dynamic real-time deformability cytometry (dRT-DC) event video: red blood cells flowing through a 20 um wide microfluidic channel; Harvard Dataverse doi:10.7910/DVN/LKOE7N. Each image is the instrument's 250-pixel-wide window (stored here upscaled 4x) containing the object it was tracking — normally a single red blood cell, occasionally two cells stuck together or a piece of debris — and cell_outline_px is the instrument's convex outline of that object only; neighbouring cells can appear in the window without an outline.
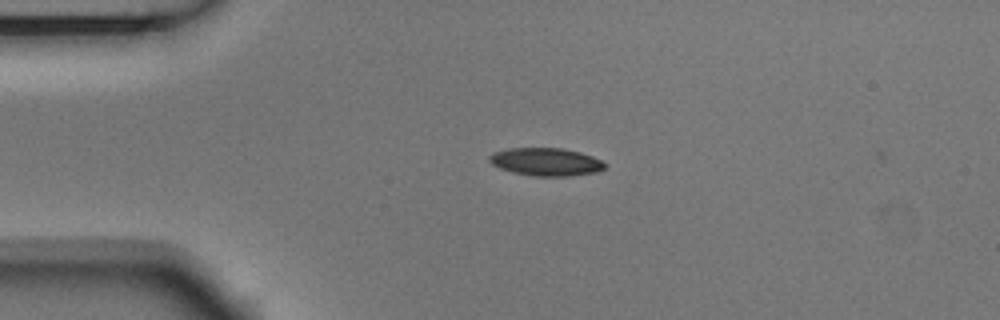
{"species": "Egyptian fruit bat (a non-hibernating species)", "species_latin": "Rousettus aegyptiacus", "temperature_condition": "room temperature", "stored_images_in_passage": 43, "camera_frame_rate_fps": 3000, "um_per_image_px": 0.085, "animal": {"sex": "male"}, "frame": {"image": 1, "passage_image": 1, "time_ms": 0.0, "image_size_px": [1000, 320], "cell_outline_px": [[608, 164], [604, 168], [596, 172], [572, 176], [532, 176], [512, 172], [500, 168], [492, 164], [488, 160], [488, 156], [496, 152], [512, 148], [560, 148], [580, 152], [592, 156]], "centroid_in_image_um": [46.42, 13.76], "position_along_channel_um": 38.6, "area_um2": 18.73}}
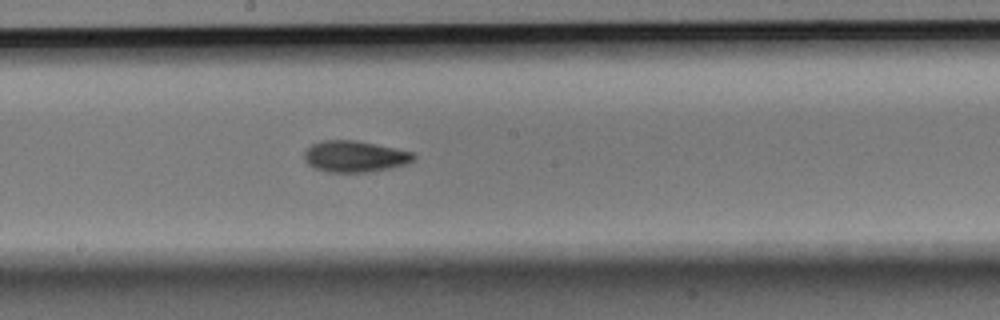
{"frame": {"image": 2, "passage_image": 18, "time_ms": 5.667, "image_size_px": [1000, 320], "cell_outline_px": [[416, 156], [412, 160], [404, 164], [392, 168], [368, 172], [328, 172], [316, 168], [308, 164], [304, 160], [304, 152], [312, 144], [320, 140], [356, 140], [376, 144], [412, 152]], "centroid_in_image_um": [30.13, 13.29], "position_along_channel_um": 218.1, "area_um2": 19.88}}
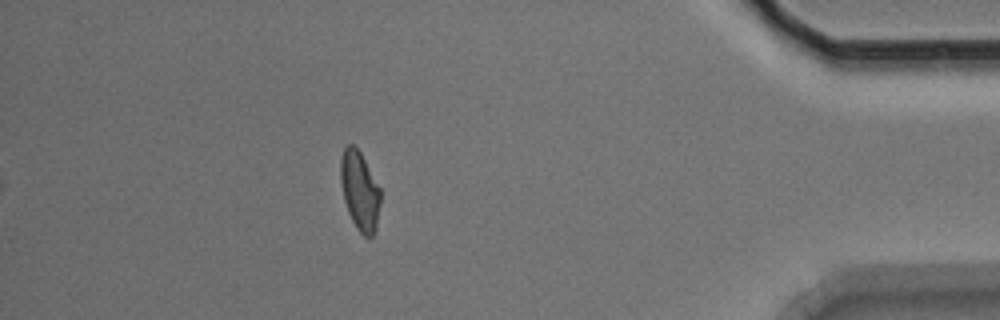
{"frame": {"image": 3, "passage_image": 37, "time_ms": 12.0, "image_size_px": [1000, 320], "cell_outline_px": [[380, 204], [376, 228], [372, 236], [364, 236], [356, 228], [348, 212], [344, 200], [340, 180], [340, 160], [344, 148], [348, 144], [352, 144], [360, 152], [380, 188]], "centroid_in_image_um": [30.57, 16.22], "position_along_channel_um": 404.6, "area_um2": 18.21}, "authors_computed_cell_mechanics": {"area_um2": 18.9006, "velocity_mm_per_s": 3.6719, "shape_relaxation_time_tau1_ms": 4.5193, "shape_relaxation_time_tau2_ms": 9.1477, "deformation_change_tau1": 0.1357, "deformation_change_tau2": 0.1569}}